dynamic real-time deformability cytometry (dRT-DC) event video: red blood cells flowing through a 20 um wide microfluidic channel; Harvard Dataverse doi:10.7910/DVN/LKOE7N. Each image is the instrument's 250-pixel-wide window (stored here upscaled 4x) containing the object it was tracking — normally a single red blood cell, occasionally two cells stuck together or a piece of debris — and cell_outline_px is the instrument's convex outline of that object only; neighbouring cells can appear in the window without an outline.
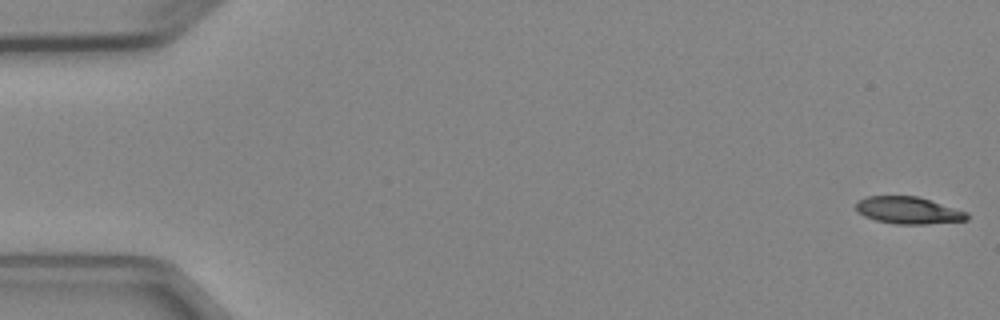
{"species": "Egyptian fruit bat (a non-hibernating species)", "species_latin": "Rousettus aegyptiacus", "temperature_condition": "cold", "stored_images_in_passage": 5, "camera_frame_rate_fps": 3000, "um_per_image_px": 0.085, "animal": {"sex": "female"}, "frame": {"image": 1, "passage_image": 1, "time_ms": 0.0, "image_size_px": [1000, 320], "cell_outline_px": [[968, 220], [928, 224], [896, 224], [876, 220], [864, 216], [856, 212], [856, 204], [860, 200], [868, 196], [916, 196], [968, 212]], "centroid_in_image_um": [77.2, 17.89], "position_along_channel_um": 7.8, "area_um2": 17.4}}
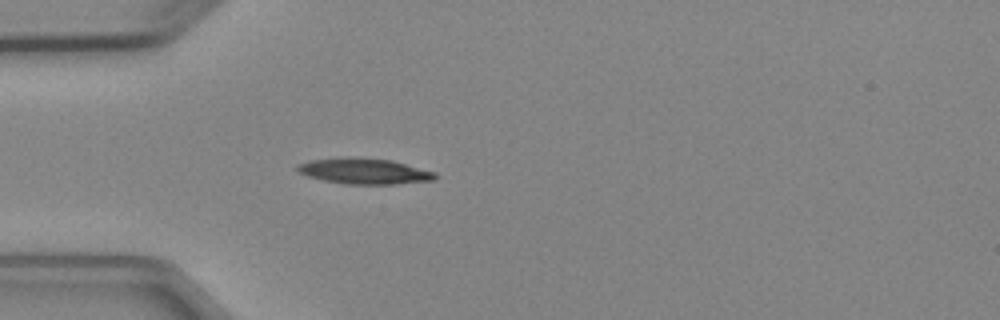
{"frame": {"image": 2, "passage_image": 5, "time_ms": 4.667, "image_size_px": [1000, 320], "cell_outline_px": [[436, 180], [396, 184], [344, 184], [324, 180], [308, 176], [300, 172], [296, 168], [296, 164], [308, 160], [348, 156], [392, 160], [436, 172]], "centroid_in_image_um": [30.96, 14.54], "position_along_channel_um": 54.0, "area_um2": 20.87}}